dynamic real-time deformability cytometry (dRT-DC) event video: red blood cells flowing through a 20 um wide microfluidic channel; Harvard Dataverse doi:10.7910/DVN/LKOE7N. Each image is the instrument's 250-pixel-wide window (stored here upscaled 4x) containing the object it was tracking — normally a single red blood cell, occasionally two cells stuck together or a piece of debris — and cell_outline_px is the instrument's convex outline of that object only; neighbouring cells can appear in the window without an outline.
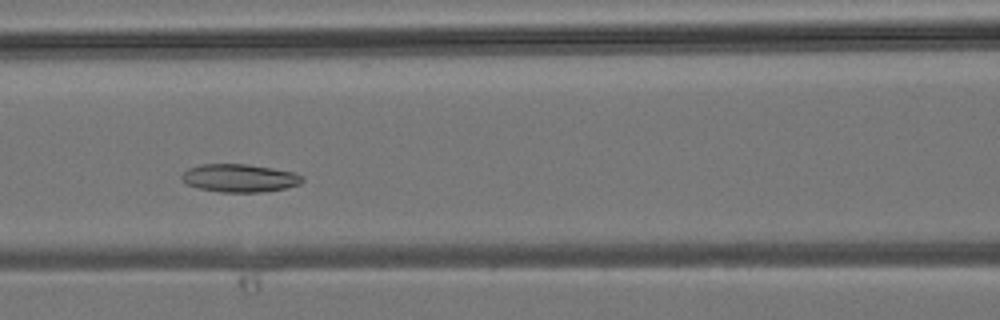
{"species": "common noctule bat (a hibernating species)", "species_latin": "Nyctalus noctula", "temperature_condition": "room temperature", "stored_images_in_passage": 19, "camera_frame_rate_fps": 3000, "um_per_image_px": 0.085, "animal": {"sex": "male", "body_mass_g": 19.2, "forearm_length_mm": 51.8}, "frame": {"image": 1, "passage_image": 5, "time_ms": 1.333, "image_size_px": [1000, 320], "cell_outline_px": [[304, 180], [300, 184], [284, 188], [264, 192], [220, 192], [196, 188], [180, 180], [180, 176], [188, 168], [204, 164], [248, 164], [296, 172], [304, 176]], "centroid_in_image_um": [20.37, 15.13], "position_along_channel_um": 146.2, "area_um2": 19.88}}
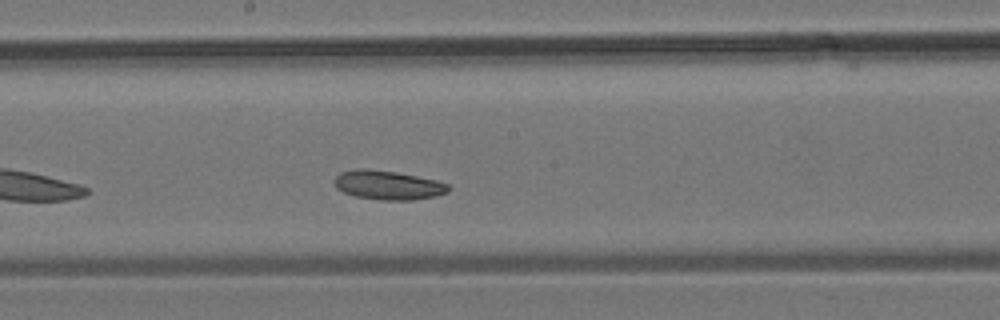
{"frame": {"image": 2, "passage_image": 9, "time_ms": 2.667, "image_size_px": [1000, 320], "cell_outline_px": [[452, 188], [448, 192], [436, 196], [412, 200], [380, 200], [356, 196], [344, 192], [336, 188], [332, 180], [340, 172], [360, 168], [364, 168], [396, 172], [436, 180], [448, 184]], "centroid_in_image_um": [32.98, 15.73], "position_along_channel_um": 215.2, "area_um2": 19.42}}
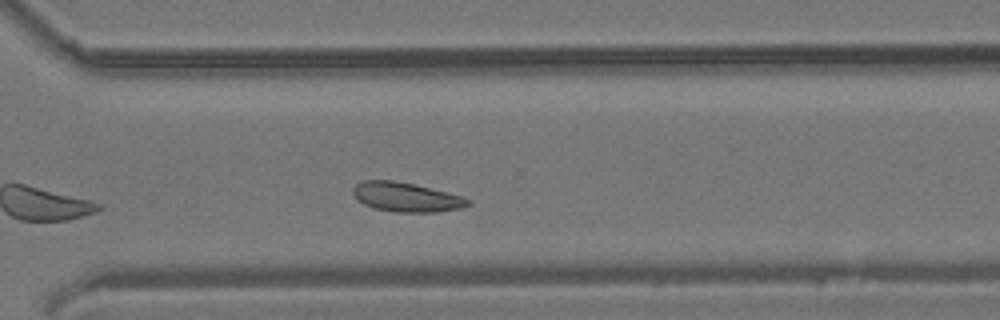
{"frame": {"image": 3, "passage_image": 16, "time_ms": 5.0, "image_size_px": [1000, 320], "cell_outline_px": [[472, 204], [464, 208], [432, 212], [396, 212], [376, 208], [364, 204], [352, 192], [352, 188], [360, 180], [392, 180], [416, 184], [464, 196], [472, 200]], "centroid_in_image_um": [34.6, 16.74], "position_along_channel_um": 336.0, "area_um2": 19.83}}